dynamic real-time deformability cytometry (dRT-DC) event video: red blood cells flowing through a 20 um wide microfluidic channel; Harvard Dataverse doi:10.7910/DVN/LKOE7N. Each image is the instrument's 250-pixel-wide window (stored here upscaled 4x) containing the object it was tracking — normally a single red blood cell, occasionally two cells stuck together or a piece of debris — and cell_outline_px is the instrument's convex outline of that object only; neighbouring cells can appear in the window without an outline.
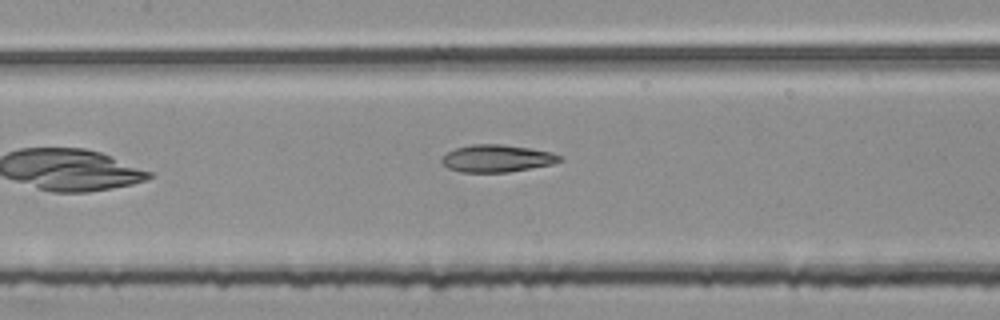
{"species": "common noctule bat (a hibernating species)", "species_latin": "Nyctalus noctula", "temperature_condition": "room temperature", "stored_images_in_passage": 7, "camera_frame_rate_fps": 3000, "um_per_image_px": 0.085, "animal": {"sex": "female", "body_mass_g": 25.1}, "frame": {"image": 1, "passage_image": 5, "time_ms": 1.333, "image_size_px": [1000, 320], "cell_outline_px": [[564, 160], [552, 164], [532, 168], [508, 172], [460, 172], [448, 168], [440, 160], [448, 152], [456, 148], [472, 144], [504, 144], [552, 152], [564, 156]], "centroid_in_image_um": [42.29, 13.46], "position_along_channel_um": 165.1, "area_um2": 18.84}}